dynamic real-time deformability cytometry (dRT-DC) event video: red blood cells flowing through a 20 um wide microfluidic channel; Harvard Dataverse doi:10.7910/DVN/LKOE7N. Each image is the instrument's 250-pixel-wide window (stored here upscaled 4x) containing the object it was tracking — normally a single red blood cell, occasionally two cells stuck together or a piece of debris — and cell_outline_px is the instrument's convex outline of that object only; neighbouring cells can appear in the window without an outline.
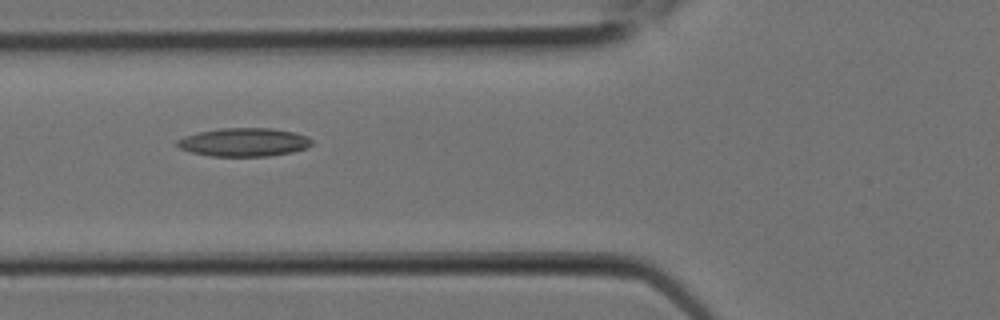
{"species": "Egyptian fruit bat (a non-hibernating species)", "species_latin": "Rousettus aegyptiacus", "temperature_condition": "room temperature", "stored_images_in_passage": 6, "camera_frame_rate_fps": 3000, "um_per_image_px": 0.085, "animal": {"sex": "female"}, "frame": {"image": 1, "passage_image": 5, "time_ms": 1.333, "image_size_px": [1000, 320], "cell_outline_px": [[312, 144], [308, 148], [292, 152], [268, 156], [212, 156], [192, 152], [180, 148], [176, 144], [176, 140], [184, 136], [196, 132], [220, 128], [272, 128], [296, 132], [308, 136], [312, 140]], "centroid_in_image_um": [20.76, 12.08], "position_along_channel_um": 105.0, "area_um2": 22.48}}
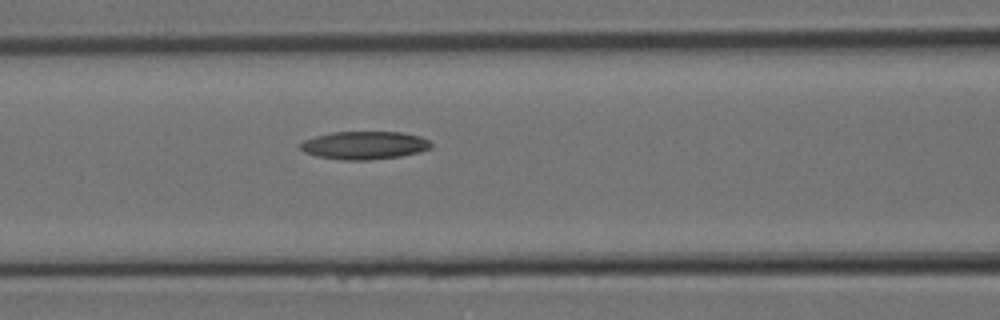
{"frame": {"image": 2, "passage_image": 6, "time_ms": 1.667, "image_size_px": [1000, 320], "cell_outline_px": [[432, 148], [420, 152], [400, 156], [368, 160], [340, 160], [316, 156], [304, 152], [300, 148], [300, 144], [304, 140], [316, 136], [332, 132], [400, 132], [420, 136], [428, 140], [432, 144]], "centroid_in_image_um": [30.98, 12.35], "position_along_channel_um": 135.6, "area_um2": 21.39}}